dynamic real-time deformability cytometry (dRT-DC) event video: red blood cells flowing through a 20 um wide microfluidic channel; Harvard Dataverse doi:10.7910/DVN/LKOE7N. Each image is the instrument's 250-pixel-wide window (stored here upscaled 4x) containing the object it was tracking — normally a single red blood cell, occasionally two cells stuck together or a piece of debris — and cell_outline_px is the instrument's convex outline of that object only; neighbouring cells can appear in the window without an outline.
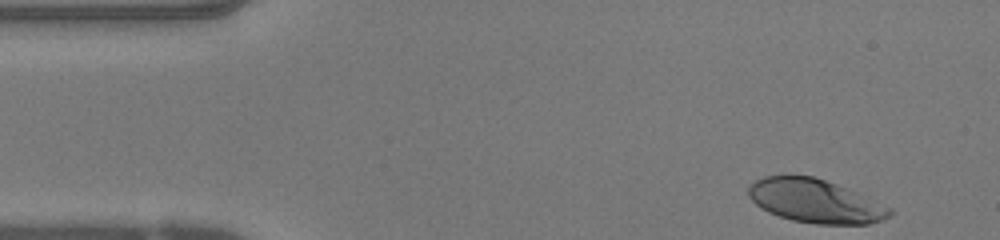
{"species": "human", "species_latin": "Homo sapiens", "temperature_condition": "warm", "stored_images_in_passage": 36, "camera_frame_rate_fps": 3000, "um_per_image_px": 0.085, "donor": {"sex": "female"}, "frame": {"image": 1, "passage_image": 1, "time_ms": 0.0, "image_size_px": [1000, 240], "cell_outline_px": [[892, 216], [868, 224], [816, 224], [792, 220], [768, 212], [760, 208], [748, 196], [748, 184], [764, 176], [792, 172], [812, 176], [836, 184], [892, 208]], "centroid_in_image_um": [69.22, 17.05], "position_along_channel_um": 15.8, "area_um2": 36.24}}
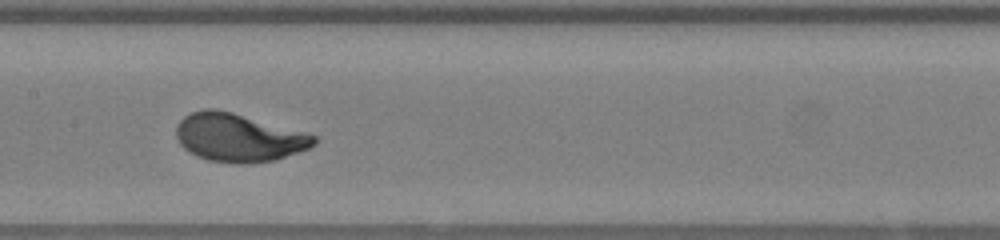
{"frame": {"image": 2, "passage_image": 20, "time_ms": 6.333, "image_size_px": [1000, 240], "cell_outline_px": [[316, 144], [308, 148], [276, 160], [244, 164], [236, 164], [208, 160], [196, 156], [188, 152], [180, 144], [176, 136], [176, 124], [184, 116], [192, 112], [204, 108], [216, 108], [232, 112], [304, 132], [316, 136]], "centroid_in_image_um": [20.23, 11.7], "position_along_channel_um": 187.2, "area_um2": 38.73}}
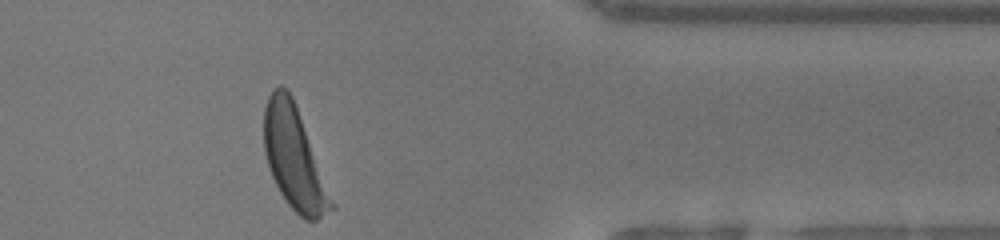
{"frame": {"image": 3, "passage_image": 36, "time_ms": 11.667, "image_size_px": [1000, 240], "cell_outline_px": [[336, 208], [316, 220], [308, 220], [300, 216], [288, 204], [280, 192], [272, 176], [264, 152], [264, 108], [268, 96], [280, 84], [288, 88], [292, 96], [336, 204]], "centroid_in_image_um": [25.02, 13.44], "position_along_channel_um": 386.4, "area_um2": 39.94}, "authors_computed_cell_mechanics": {"area_um2": 37.8012, "velocity_mm_per_s": 4.1737, "shape_relaxation_time_tau1_ms": 2.4854, "shape_relaxation_time_tau2_ms": null, "deformation_change_tau1": 0.2044, "deformation_change_tau2": null}}